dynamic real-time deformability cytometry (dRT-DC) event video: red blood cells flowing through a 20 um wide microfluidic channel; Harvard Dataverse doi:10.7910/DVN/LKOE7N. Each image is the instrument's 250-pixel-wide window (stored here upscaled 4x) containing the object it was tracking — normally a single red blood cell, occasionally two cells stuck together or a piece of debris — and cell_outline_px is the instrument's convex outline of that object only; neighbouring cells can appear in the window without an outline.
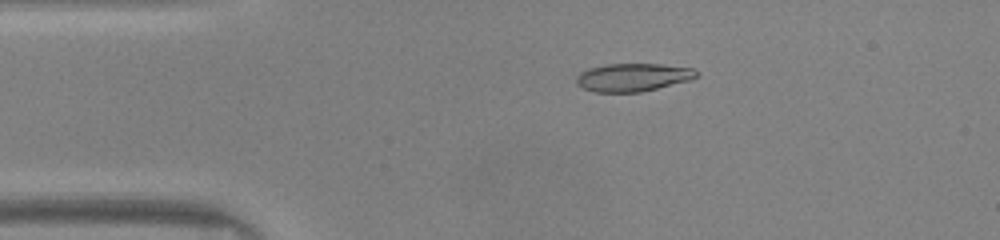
{"species": "common noctule bat (a hibernating species)", "species_latin": "Nyctalus noctula", "temperature_condition": "warm", "stored_images_in_passage": 41, "camera_frame_rate_fps": 3000, "um_per_image_px": 0.085, "animal": {"sex": "male", "body_mass_g": 20.0, "forearm_length_mm": 53.3}, "frame": {"image": 1, "passage_image": 2, "time_ms": 0.333, "image_size_px": [1000, 240], "cell_outline_px": [[700, 72], [696, 76], [688, 80], [640, 92], [596, 92], [584, 88], [576, 84], [576, 76], [580, 72], [588, 68], [608, 64], [660, 64], [692, 68]], "centroid_in_image_um": [53.76, 6.56], "position_along_channel_um": 31.2, "area_um2": 19.42}}
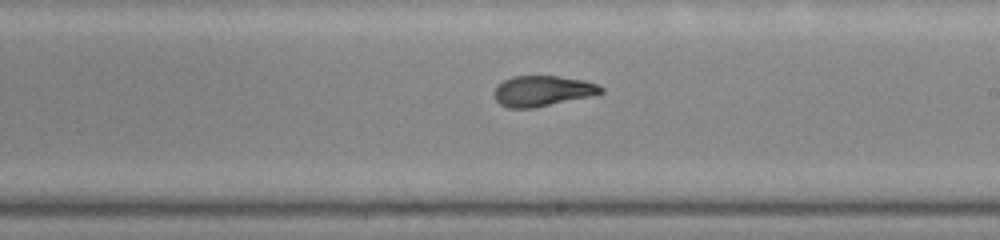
{"frame": {"image": 2, "passage_image": 20, "time_ms": 6.333, "image_size_px": [1000, 240], "cell_outline_px": [[604, 92], [588, 96], [532, 108], [508, 108], [500, 104], [496, 100], [496, 88], [504, 80], [512, 76], [560, 76], [584, 80], [596, 84], [604, 88]], "centroid_in_image_um": [46.12, 7.72], "position_along_channel_um": 242.9, "area_um2": 18.61}}
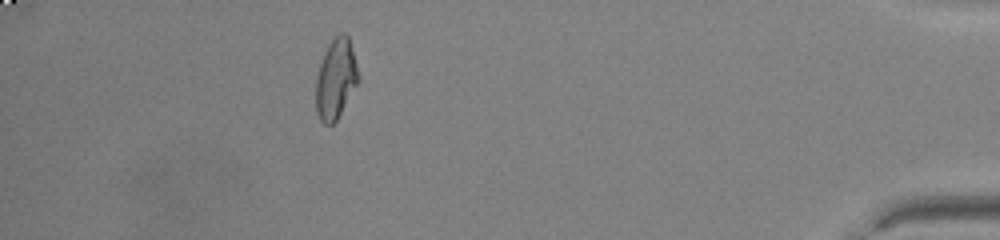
{"frame": {"image": 3, "passage_image": 36, "time_ms": 11.667, "image_size_px": [1000, 240], "cell_outline_px": [[360, 80], [336, 120], [332, 124], [324, 124], [320, 120], [316, 112], [316, 80], [320, 64], [324, 52], [328, 44], [340, 32], [344, 32], [348, 36], [360, 76]], "centroid_in_image_um": [28.55, 6.7], "position_along_channel_um": 406.7, "area_um2": 19.71}, "authors_computed_cell_mechanics": {"area_um2": 19.5364, "velocity_mm_per_s": 4.182, "shape_relaxation_time_tau1_ms": 5.7829, "shape_relaxation_time_tau2_ms": 1.1779, "deformation_change_tau1": 0.2405, "deformation_change_tau2": 0.0773}}